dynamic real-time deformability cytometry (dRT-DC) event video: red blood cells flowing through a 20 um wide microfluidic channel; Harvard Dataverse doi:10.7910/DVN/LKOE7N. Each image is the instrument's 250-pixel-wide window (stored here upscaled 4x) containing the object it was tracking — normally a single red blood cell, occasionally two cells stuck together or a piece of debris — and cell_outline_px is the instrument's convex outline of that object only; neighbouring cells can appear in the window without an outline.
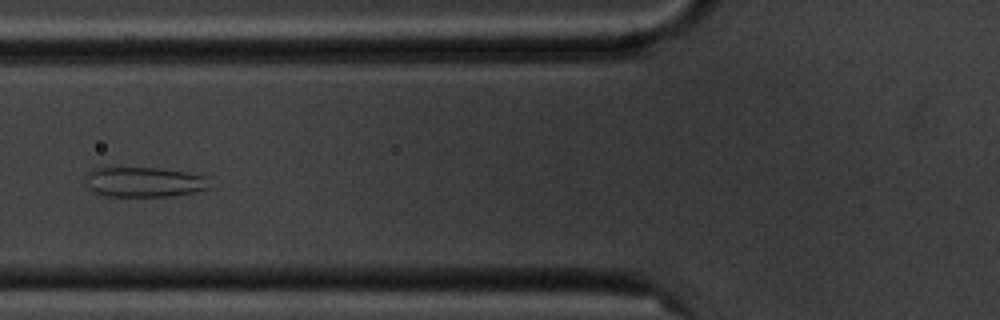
{"species": "common noctule bat (a hibernating species)", "species_latin": "Nyctalus noctula", "temperature_condition": "cold", "stored_images_in_passage": 8, "camera_frame_rate_fps": 3000, "um_per_image_px": 0.085, "animal": {"sex": "male", "body_mass_g": 20.1, "forearm_length_mm": 53.5}, "frame": {"image": 1, "passage_image": 7, "time_ms": 7.0, "image_size_px": [1000, 320], "cell_outline_px": [[212, 188], [192, 192], [168, 196], [108, 196], [92, 192], [88, 188], [84, 176], [92, 168], [156, 168], [184, 172], [204, 176]], "centroid_in_image_um": [12.19, 15.47], "position_along_channel_um": 113.6, "area_um2": 21.56}}